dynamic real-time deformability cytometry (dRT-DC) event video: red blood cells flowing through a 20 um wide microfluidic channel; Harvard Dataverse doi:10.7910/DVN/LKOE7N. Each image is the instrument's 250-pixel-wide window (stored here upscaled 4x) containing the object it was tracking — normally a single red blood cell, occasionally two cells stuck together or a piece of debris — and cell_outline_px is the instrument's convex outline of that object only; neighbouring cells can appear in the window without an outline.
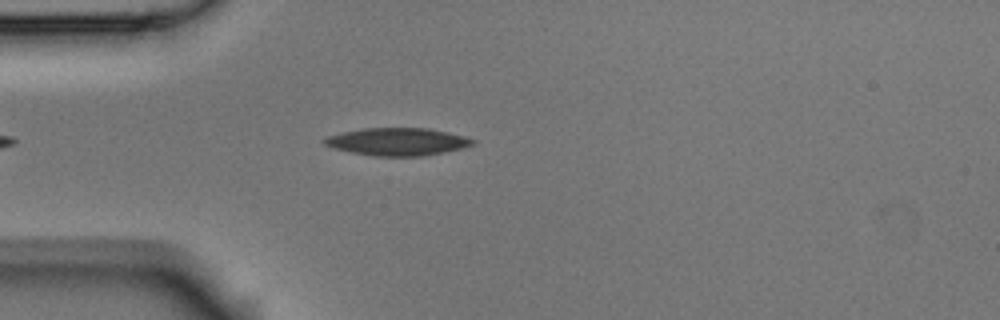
{"species": "Egyptian fruit bat (a non-hibernating species)", "species_latin": "Rousettus aegyptiacus", "temperature_condition": "room temperature", "stored_images_in_passage": 4, "camera_frame_rate_fps": 3000, "um_per_image_px": 0.085, "animal": {"sex": "male"}, "frame": {"image": 1, "passage_image": 4, "time_ms": 1.0, "image_size_px": [1000, 320], "cell_outline_px": [[476, 144], [464, 148], [444, 152], [420, 156], [372, 156], [332, 148], [324, 144], [320, 140], [324, 136], [364, 128], [428, 128], [448, 132], [464, 136], [476, 140]], "centroid_in_image_um": [33.77, 12.04], "position_along_channel_um": 51.2, "area_um2": 24.04}}